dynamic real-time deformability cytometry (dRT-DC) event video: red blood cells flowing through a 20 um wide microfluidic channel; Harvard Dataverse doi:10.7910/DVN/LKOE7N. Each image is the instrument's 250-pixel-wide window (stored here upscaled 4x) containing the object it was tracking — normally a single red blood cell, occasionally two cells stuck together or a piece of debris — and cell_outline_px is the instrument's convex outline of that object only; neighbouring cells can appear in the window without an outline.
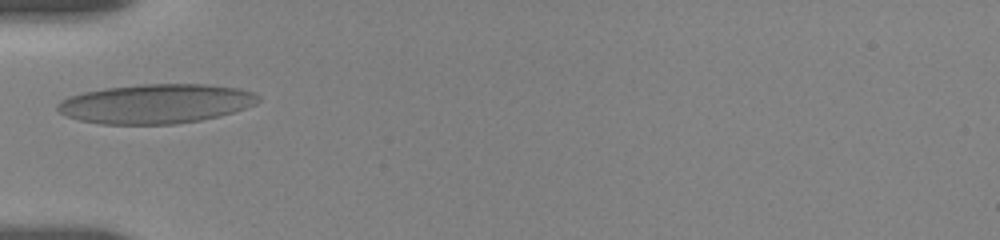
{"species": "human", "species_latin": "Homo sapiens", "temperature_condition": "room temperature", "stored_images_in_passage": 4, "camera_frame_rate_fps": 3000, "um_per_image_px": 0.085, "donor": {"sex": "female"}, "frame": {"image": 1, "passage_image": 1, "time_ms": 0.0, "image_size_px": [1000, 240], "cell_outline_px": [[260, 100], [256, 104], [220, 116], [200, 120], [176, 124], [100, 124], [80, 120], [68, 116], [60, 112], [56, 108], [56, 104], [60, 100], [84, 92], [104, 88], [140, 84], [208, 84], [240, 88], [252, 92], [260, 96]], "centroid_in_image_um": [13.27, 8.81], "position_along_channel_um": 71.7, "area_um2": 46.12}}
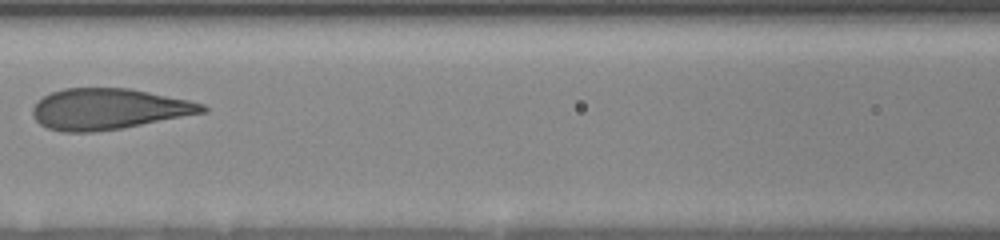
{"frame": {"image": 2, "passage_image": 3, "time_ms": 2.333, "image_size_px": [1000, 240], "cell_outline_px": [[208, 112], [120, 128], [92, 132], [64, 132], [48, 128], [40, 124], [36, 120], [32, 112], [32, 108], [44, 96], [52, 92], [64, 88], [128, 88], [188, 100], [204, 104], [208, 108]], "centroid_in_image_um": [9.23, 9.26], "position_along_channel_um": 157.4, "area_um2": 40.11}}
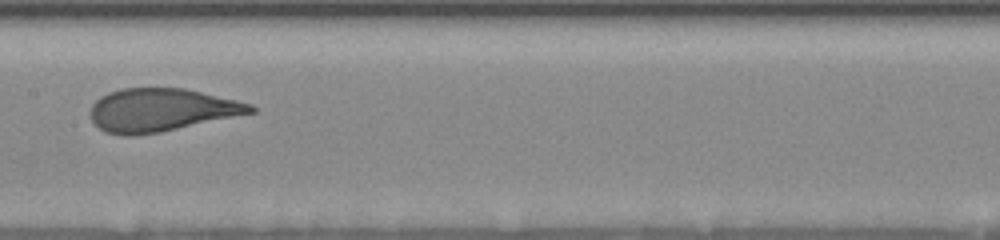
{"frame": {"image": 3, "passage_image": 4, "time_ms": 3.333, "image_size_px": [1000, 240], "cell_outline_px": [[256, 112], [160, 132], [132, 136], [124, 136], [104, 132], [92, 120], [88, 112], [92, 104], [100, 96], [108, 92], [120, 88], [184, 88], [236, 100], [252, 104], [256, 108]], "centroid_in_image_um": [13.67, 9.35], "position_along_channel_um": 193.7, "area_um2": 40.23}}